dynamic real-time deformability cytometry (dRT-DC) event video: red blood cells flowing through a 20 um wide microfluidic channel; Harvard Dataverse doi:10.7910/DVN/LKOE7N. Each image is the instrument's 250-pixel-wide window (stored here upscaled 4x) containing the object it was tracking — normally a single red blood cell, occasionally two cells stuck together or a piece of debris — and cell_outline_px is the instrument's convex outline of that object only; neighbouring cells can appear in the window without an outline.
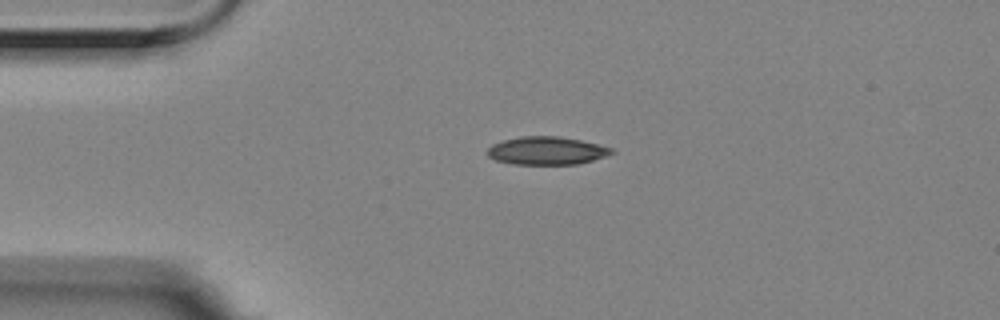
{"species": "Egyptian fruit bat (a non-hibernating species)", "species_latin": "Rousettus aegyptiacus", "temperature_condition": "room temperature", "stored_images_in_passage": 2, "camera_frame_rate_fps": 3000, "um_per_image_px": 0.085, "animal": {"sex": "female"}, "frame": {"image": 1, "passage_image": 1, "time_ms": 0.0, "image_size_px": [1000, 320], "cell_outline_px": [[616, 152], [592, 160], [576, 164], [512, 164], [496, 160], [488, 156], [488, 148], [492, 144], [504, 140], [520, 136], [560, 136], [580, 140], [612, 148]], "centroid_in_image_um": [46.45, 12.8], "position_along_channel_um": 38.6, "area_um2": 20.11}}